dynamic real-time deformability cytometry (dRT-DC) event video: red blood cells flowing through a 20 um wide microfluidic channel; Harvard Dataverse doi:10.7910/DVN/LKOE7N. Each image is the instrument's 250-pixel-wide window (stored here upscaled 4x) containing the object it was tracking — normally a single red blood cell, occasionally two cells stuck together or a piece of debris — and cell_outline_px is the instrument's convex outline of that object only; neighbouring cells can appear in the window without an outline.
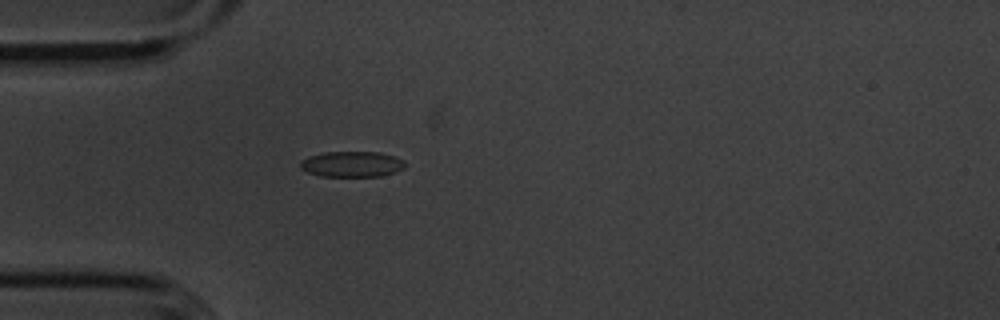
{"species": "common noctule bat (a hibernating species)", "species_latin": "Nyctalus noctula", "temperature_condition": "cold", "stored_images_in_passage": 40, "camera_frame_rate_fps": 3000, "um_per_image_px": 0.085, "animal": {"sex": "male", "body_mass_g": 20.1, "forearm_length_mm": 53.5}, "frame": {"image": 1, "passage_image": 1, "time_ms": 0.0, "image_size_px": [1000, 320], "cell_outline_px": [[404, 168], [396, 172], [380, 176], [320, 176], [308, 172], [300, 168], [300, 160], [308, 156], [324, 152], [380, 152], [404, 160]], "centroid_in_image_um": [29.88, 13.95], "position_along_channel_um": 55.1, "area_um2": 15.66}}
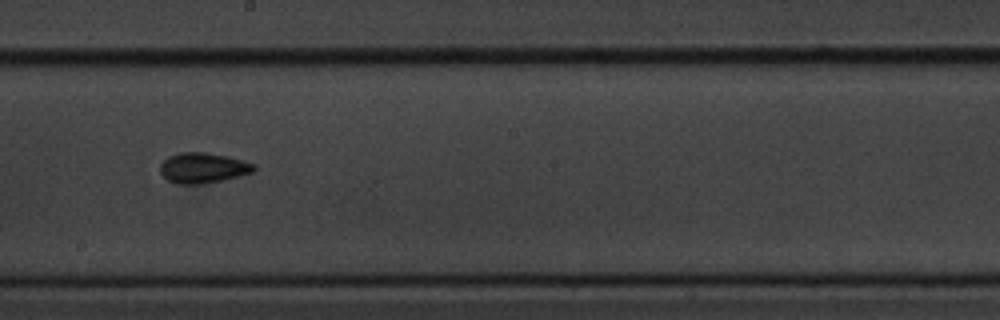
{"frame": {"image": 2, "passage_image": 16, "time_ms": 5.0, "image_size_px": [1000, 320], "cell_outline_px": [[256, 168], [252, 172], [220, 180], [200, 184], [180, 184], [168, 180], [160, 172], [160, 164], [168, 156], [180, 152], [204, 152], [228, 156], [256, 164]], "centroid_in_image_um": [17.23, 14.25], "position_along_channel_um": 231.0, "area_um2": 16.42}}
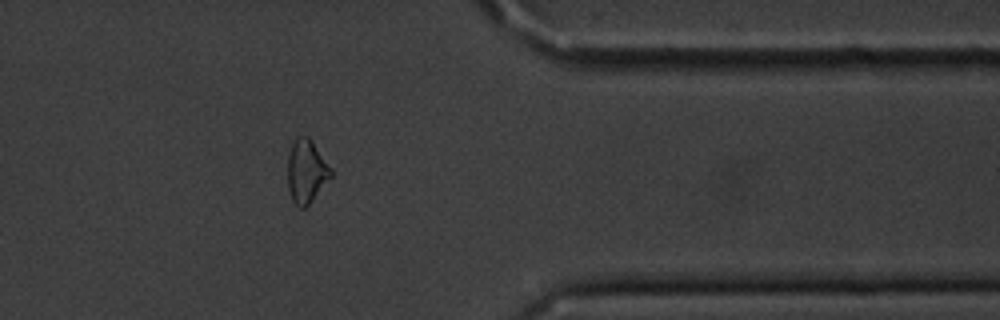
{"frame": {"image": 3, "passage_image": 30, "time_ms": 9.667, "image_size_px": [1000, 320], "cell_outline_px": [[332, 176], [312, 200], [304, 208], [300, 208], [292, 200], [288, 188], [288, 156], [292, 144], [296, 136], [308, 136], [312, 140], [332, 168]], "centroid_in_image_um": [26.05, 14.54], "position_along_channel_um": 385.4, "area_um2": 15.95}, "authors_computed_cell_mechanics": {"area_um2": 15.9817, "velocity_mm_per_s": 3.6144, "shape_relaxation_time_tau1_ms": 3.6884, "shape_relaxation_time_tau2_ms": 6.9213, "deformation_change_tau1": 0.0898, "deformation_change_tau2": 0.1271}}